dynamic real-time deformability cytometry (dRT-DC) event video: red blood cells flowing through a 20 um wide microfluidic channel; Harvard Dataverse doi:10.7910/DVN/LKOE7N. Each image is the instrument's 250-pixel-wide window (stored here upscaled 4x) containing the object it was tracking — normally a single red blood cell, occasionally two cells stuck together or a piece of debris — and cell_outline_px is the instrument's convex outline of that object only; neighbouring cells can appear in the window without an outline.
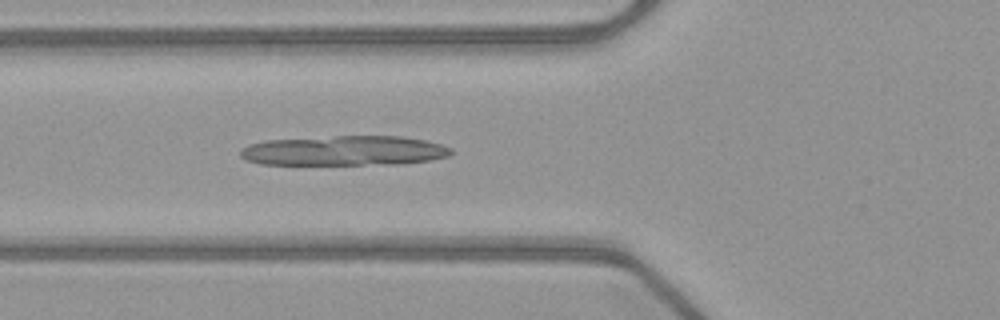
{"species": "common noctule bat (a hibernating species)", "species_latin": "Nyctalus noctula", "temperature_condition": "warm", "stored_images_in_passage": 35, "camera_frame_rate_fps": 3000, "um_per_image_px": 0.085, "animal": {"sex": "female", "body_mass_g": 21.9}, "frame": {"image": 1, "passage_image": 9, "time_ms": 2.667, "image_size_px": [1000, 320], "cell_outline_px": [[452, 152], [448, 156], [428, 160], [396, 164], [260, 164], [244, 160], [240, 156], [240, 148], [248, 144], [264, 140], [336, 136], [404, 136], [428, 140], [452, 148]], "centroid_in_image_um": [29.23, 12.8], "position_along_channel_um": 96.6, "area_um2": 36.82}}
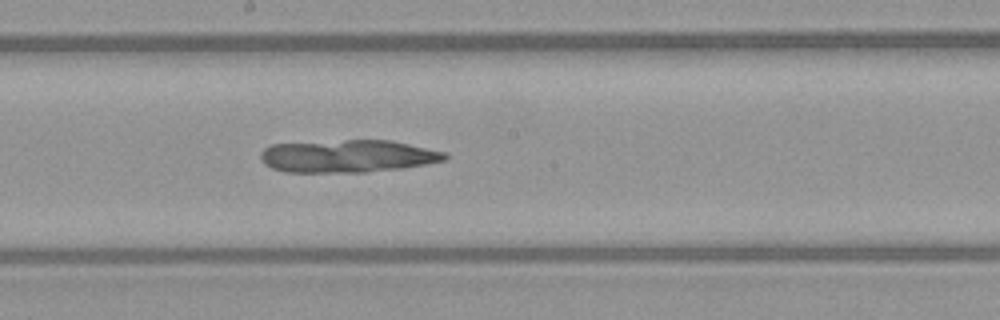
{"frame": {"image": 2, "passage_image": 18, "time_ms": 5.667, "image_size_px": [1000, 320], "cell_outline_px": [[448, 156], [444, 160], [404, 168], [368, 172], [284, 172], [272, 168], [264, 164], [260, 156], [260, 152], [264, 148], [272, 144], [344, 140], [392, 140], [444, 152]], "centroid_in_image_um": [29.52, 13.27], "position_along_channel_um": 218.7, "area_um2": 35.03}}
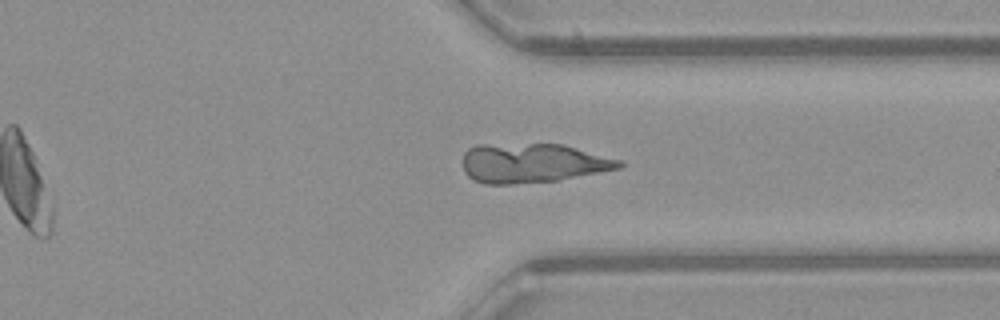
{"frame": {"image": 3, "passage_image": 29, "time_ms": 9.333, "image_size_px": [1000, 320], "cell_outline_px": [[624, 164], [620, 168], [556, 180], [512, 184], [484, 184], [472, 180], [464, 172], [464, 152], [468, 148], [476, 144], [564, 144], [624, 160]], "centroid_in_image_um": [45.27, 13.85], "position_along_channel_um": 366.1, "area_um2": 36.07}}